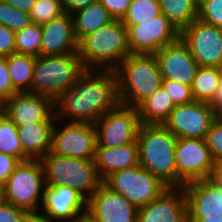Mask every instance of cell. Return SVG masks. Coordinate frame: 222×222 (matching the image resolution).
Instances as JSON below:
<instances>
[{
	"label": "cell",
	"mask_w": 222,
	"mask_h": 222,
	"mask_svg": "<svg viewBox=\"0 0 222 222\" xmlns=\"http://www.w3.org/2000/svg\"><path fill=\"white\" fill-rule=\"evenodd\" d=\"M97 147L95 124L69 122L62 130L53 127L51 152L59 156L94 159Z\"/></svg>",
	"instance_id": "cell-13"
},
{
	"label": "cell",
	"mask_w": 222,
	"mask_h": 222,
	"mask_svg": "<svg viewBox=\"0 0 222 222\" xmlns=\"http://www.w3.org/2000/svg\"><path fill=\"white\" fill-rule=\"evenodd\" d=\"M140 125L137 108L119 104L96 121L97 146L117 147L134 143Z\"/></svg>",
	"instance_id": "cell-10"
},
{
	"label": "cell",
	"mask_w": 222,
	"mask_h": 222,
	"mask_svg": "<svg viewBox=\"0 0 222 222\" xmlns=\"http://www.w3.org/2000/svg\"><path fill=\"white\" fill-rule=\"evenodd\" d=\"M97 0H62V6L65 13L73 14L75 11L87 7Z\"/></svg>",
	"instance_id": "cell-42"
},
{
	"label": "cell",
	"mask_w": 222,
	"mask_h": 222,
	"mask_svg": "<svg viewBox=\"0 0 222 222\" xmlns=\"http://www.w3.org/2000/svg\"><path fill=\"white\" fill-rule=\"evenodd\" d=\"M122 105L137 108L162 87V74L155 54L129 53L114 69Z\"/></svg>",
	"instance_id": "cell-2"
},
{
	"label": "cell",
	"mask_w": 222,
	"mask_h": 222,
	"mask_svg": "<svg viewBox=\"0 0 222 222\" xmlns=\"http://www.w3.org/2000/svg\"><path fill=\"white\" fill-rule=\"evenodd\" d=\"M41 40V25L31 23L23 30L15 33L16 53L34 57L40 56Z\"/></svg>",
	"instance_id": "cell-30"
},
{
	"label": "cell",
	"mask_w": 222,
	"mask_h": 222,
	"mask_svg": "<svg viewBox=\"0 0 222 222\" xmlns=\"http://www.w3.org/2000/svg\"><path fill=\"white\" fill-rule=\"evenodd\" d=\"M125 26L128 48L134 54H155L180 38V31L162 13L146 22Z\"/></svg>",
	"instance_id": "cell-11"
},
{
	"label": "cell",
	"mask_w": 222,
	"mask_h": 222,
	"mask_svg": "<svg viewBox=\"0 0 222 222\" xmlns=\"http://www.w3.org/2000/svg\"><path fill=\"white\" fill-rule=\"evenodd\" d=\"M164 14L179 31L198 18L199 0H158Z\"/></svg>",
	"instance_id": "cell-27"
},
{
	"label": "cell",
	"mask_w": 222,
	"mask_h": 222,
	"mask_svg": "<svg viewBox=\"0 0 222 222\" xmlns=\"http://www.w3.org/2000/svg\"><path fill=\"white\" fill-rule=\"evenodd\" d=\"M42 186H45L42 163L39 159H29L16 166L0 194L3 200L15 207L37 213L38 201L42 200Z\"/></svg>",
	"instance_id": "cell-7"
},
{
	"label": "cell",
	"mask_w": 222,
	"mask_h": 222,
	"mask_svg": "<svg viewBox=\"0 0 222 222\" xmlns=\"http://www.w3.org/2000/svg\"><path fill=\"white\" fill-rule=\"evenodd\" d=\"M209 104L215 112L222 108V78L219 82L216 93L213 99L209 102Z\"/></svg>",
	"instance_id": "cell-46"
},
{
	"label": "cell",
	"mask_w": 222,
	"mask_h": 222,
	"mask_svg": "<svg viewBox=\"0 0 222 222\" xmlns=\"http://www.w3.org/2000/svg\"><path fill=\"white\" fill-rule=\"evenodd\" d=\"M188 204V219H222V190L209 179L183 186Z\"/></svg>",
	"instance_id": "cell-20"
},
{
	"label": "cell",
	"mask_w": 222,
	"mask_h": 222,
	"mask_svg": "<svg viewBox=\"0 0 222 222\" xmlns=\"http://www.w3.org/2000/svg\"><path fill=\"white\" fill-rule=\"evenodd\" d=\"M17 94L8 71L7 57H0V100L4 102Z\"/></svg>",
	"instance_id": "cell-37"
},
{
	"label": "cell",
	"mask_w": 222,
	"mask_h": 222,
	"mask_svg": "<svg viewBox=\"0 0 222 222\" xmlns=\"http://www.w3.org/2000/svg\"><path fill=\"white\" fill-rule=\"evenodd\" d=\"M3 1L10 4L15 9H18L26 13H30L36 0H3Z\"/></svg>",
	"instance_id": "cell-45"
},
{
	"label": "cell",
	"mask_w": 222,
	"mask_h": 222,
	"mask_svg": "<svg viewBox=\"0 0 222 222\" xmlns=\"http://www.w3.org/2000/svg\"><path fill=\"white\" fill-rule=\"evenodd\" d=\"M54 122H34L17 127L23 152L30 159H41L50 152Z\"/></svg>",
	"instance_id": "cell-23"
},
{
	"label": "cell",
	"mask_w": 222,
	"mask_h": 222,
	"mask_svg": "<svg viewBox=\"0 0 222 222\" xmlns=\"http://www.w3.org/2000/svg\"><path fill=\"white\" fill-rule=\"evenodd\" d=\"M216 112L208 102L176 105L163 124L176 138L205 139Z\"/></svg>",
	"instance_id": "cell-14"
},
{
	"label": "cell",
	"mask_w": 222,
	"mask_h": 222,
	"mask_svg": "<svg viewBox=\"0 0 222 222\" xmlns=\"http://www.w3.org/2000/svg\"><path fill=\"white\" fill-rule=\"evenodd\" d=\"M0 152L17 158L20 162L30 158L23 152L17 126L0 110Z\"/></svg>",
	"instance_id": "cell-29"
},
{
	"label": "cell",
	"mask_w": 222,
	"mask_h": 222,
	"mask_svg": "<svg viewBox=\"0 0 222 222\" xmlns=\"http://www.w3.org/2000/svg\"><path fill=\"white\" fill-rule=\"evenodd\" d=\"M85 70L78 53L36 57L31 93L56 100Z\"/></svg>",
	"instance_id": "cell-6"
},
{
	"label": "cell",
	"mask_w": 222,
	"mask_h": 222,
	"mask_svg": "<svg viewBox=\"0 0 222 222\" xmlns=\"http://www.w3.org/2000/svg\"><path fill=\"white\" fill-rule=\"evenodd\" d=\"M64 13L62 0H36L29 15L32 23L42 25Z\"/></svg>",
	"instance_id": "cell-32"
},
{
	"label": "cell",
	"mask_w": 222,
	"mask_h": 222,
	"mask_svg": "<svg viewBox=\"0 0 222 222\" xmlns=\"http://www.w3.org/2000/svg\"><path fill=\"white\" fill-rule=\"evenodd\" d=\"M209 180L222 190V161L214 163Z\"/></svg>",
	"instance_id": "cell-43"
},
{
	"label": "cell",
	"mask_w": 222,
	"mask_h": 222,
	"mask_svg": "<svg viewBox=\"0 0 222 222\" xmlns=\"http://www.w3.org/2000/svg\"><path fill=\"white\" fill-rule=\"evenodd\" d=\"M155 55L163 79L192 86L199 65L181 38L162 47Z\"/></svg>",
	"instance_id": "cell-18"
},
{
	"label": "cell",
	"mask_w": 222,
	"mask_h": 222,
	"mask_svg": "<svg viewBox=\"0 0 222 222\" xmlns=\"http://www.w3.org/2000/svg\"><path fill=\"white\" fill-rule=\"evenodd\" d=\"M199 66L217 67L222 60V29L196 19L180 31Z\"/></svg>",
	"instance_id": "cell-12"
},
{
	"label": "cell",
	"mask_w": 222,
	"mask_h": 222,
	"mask_svg": "<svg viewBox=\"0 0 222 222\" xmlns=\"http://www.w3.org/2000/svg\"><path fill=\"white\" fill-rule=\"evenodd\" d=\"M212 159L222 161V121L216 118L205 137Z\"/></svg>",
	"instance_id": "cell-35"
},
{
	"label": "cell",
	"mask_w": 222,
	"mask_h": 222,
	"mask_svg": "<svg viewBox=\"0 0 222 222\" xmlns=\"http://www.w3.org/2000/svg\"><path fill=\"white\" fill-rule=\"evenodd\" d=\"M29 214L26 209L15 207L0 198V222H24Z\"/></svg>",
	"instance_id": "cell-36"
},
{
	"label": "cell",
	"mask_w": 222,
	"mask_h": 222,
	"mask_svg": "<svg viewBox=\"0 0 222 222\" xmlns=\"http://www.w3.org/2000/svg\"><path fill=\"white\" fill-rule=\"evenodd\" d=\"M41 31L40 56L78 53L79 42L75 36L72 14L64 13L42 24Z\"/></svg>",
	"instance_id": "cell-21"
},
{
	"label": "cell",
	"mask_w": 222,
	"mask_h": 222,
	"mask_svg": "<svg viewBox=\"0 0 222 222\" xmlns=\"http://www.w3.org/2000/svg\"><path fill=\"white\" fill-rule=\"evenodd\" d=\"M72 17L78 42L114 20L99 0L75 11Z\"/></svg>",
	"instance_id": "cell-24"
},
{
	"label": "cell",
	"mask_w": 222,
	"mask_h": 222,
	"mask_svg": "<svg viewBox=\"0 0 222 222\" xmlns=\"http://www.w3.org/2000/svg\"><path fill=\"white\" fill-rule=\"evenodd\" d=\"M129 53L127 27L121 20L102 26L78 45V55L85 69L114 70Z\"/></svg>",
	"instance_id": "cell-4"
},
{
	"label": "cell",
	"mask_w": 222,
	"mask_h": 222,
	"mask_svg": "<svg viewBox=\"0 0 222 222\" xmlns=\"http://www.w3.org/2000/svg\"><path fill=\"white\" fill-rule=\"evenodd\" d=\"M177 138L160 124H141L137 134L139 165L167 187H176Z\"/></svg>",
	"instance_id": "cell-3"
},
{
	"label": "cell",
	"mask_w": 222,
	"mask_h": 222,
	"mask_svg": "<svg viewBox=\"0 0 222 222\" xmlns=\"http://www.w3.org/2000/svg\"><path fill=\"white\" fill-rule=\"evenodd\" d=\"M24 222H53L48 217L38 215L37 213H30Z\"/></svg>",
	"instance_id": "cell-47"
},
{
	"label": "cell",
	"mask_w": 222,
	"mask_h": 222,
	"mask_svg": "<svg viewBox=\"0 0 222 222\" xmlns=\"http://www.w3.org/2000/svg\"><path fill=\"white\" fill-rule=\"evenodd\" d=\"M42 206L51 221L78 222L87 214V200L68 186H43Z\"/></svg>",
	"instance_id": "cell-17"
},
{
	"label": "cell",
	"mask_w": 222,
	"mask_h": 222,
	"mask_svg": "<svg viewBox=\"0 0 222 222\" xmlns=\"http://www.w3.org/2000/svg\"><path fill=\"white\" fill-rule=\"evenodd\" d=\"M3 102L0 100V110L2 109Z\"/></svg>",
	"instance_id": "cell-52"
},
{
	"label": "cell",
	"mask_w": 222,
	"mask_h": 222,
	"mask_svg": "<svg viewBox=\"0 0 222 222\" xmlns=\"http://www.w3.org/2000/svg\"><path fill=\"white\" fill-rule=\"evenodd\" d=\"M137 222H188V204L183 187H168L149 204L140 207Z\"/></svg>",
	"instance_id": "cell-19"
},
{
	"label": "cell",
	"mask_w": 222,
	"mask_h": 222,
	"mask_svg": "<svg viewBox=\"0 0 222 222\" xmlns=\"http://www.w3.org/2000/svg\"><path fill=\"white\" fill-rule=\"evenodd\" d=\"M188 222H222V219H188Z\"/></svg>",
	"instance_id": "cell-48"
},
{
	"label": "cell",
	"mask_w": 222,
	"mask_h": 222,
	"mask_svg": "<svg viewBox=\"0 0 222 222\" xmlns=\"http://www.w3.org/2000/svg\"><path fill=\"white\" fill-rule=\"evenodd\" d=\"M138 210L102 182L87 200L86 216L93 222H137Z\"/></svg>",
	"instance_id": "cell-16"
},
{
	"label": "cell",
	"mask_w": 222,
	"mask_h": 222,
	"mask_svg": "<svg viewBox=\"0 0 222 222\" xmlns=\"http://www.w3.org/2000/svg\"><path fill=\"white\" fill-rule=\"evenodd\" d=\"M16 53L15 32L0 24V57H8Z\"/></svg>",
	"instance_id": "cell-38"
},
{
	"label": "cell",
	"mask_w": 222,
	"mask_h": 222,
	"mask_svg": "<svg viewBox=\"0 0 222 222\" xmlns=\"http://www.w3.org/2000/svg\"><path fill=\"white\" fill-rule=\"evenodd\" d=\"M160 14L161 8L158 0H132L121 22L124 25H134L146 22Z\"/></svg>",
	"instance_id": "cell-31"
},
{
	"label": "cell",
	"mask_w": 222,
	"mask_h": 222,
	"mask_svg": "<svg viewBox=\"0 0 222 222\" xmlns=\"http://www.w3.org/2000/svg\"><path fill=\"white\" fill-rule=\"evenodd\" d=\"M114 20H122L132 0H99Z\"/></svg>",
	"instance_id": "cell-39"
},
{
	"label": "cell",
	"mask_w": 222,
	"mask_h": 222,
	"mask_svg": "<svg viewBox=\"0 0 222 222\" xmlns=\"http://www.w3.org/2000/svg\"><path fill=\"white\" fill-rule=\"evenodd\" d=\"M198 19L222 29V0H199Z\"/></svg>",
	"instance_id": "cell-33"
},
{
	"label": "cell",
	"mask_w": 222,
	"mask_h": 222,
	"mask_svg": "<svg viewBox=\"0 0 222 222\" xmlns=\"http://www.w3.org/2000/svg\"><path fill=\"white\" fill-rule=\"evenodd\" d=\"M94 71L85 69L55 100L58 120L70 118L69 122L95 124L102 115L120 104L115 71L99 68L97 74Z\"/></svg>",
	"instance_id": "cell-1"
},
{
	"label": "cell",
	"mask_w": 222,
	"mask_h": 222,
	"mask_svg": "<svg viewBox=\"0 0 222 222\" xmlns=\"http://www.w3.org/2000/svg\"><path fill=\"white\" fill-rule=\"evenodd\" d=\"M78 222H93V221L89 219L87 216H84Z\"/></svg>",
	"instance_id": "cell-50"
},
{
	"label": "cell",
	"mask_w": 222,
	"mask_h": 222,
	"mask_svg": "<svg viewBox=\"0 0 222 222\" xmlns=\"http://www.w3.org/2000/svg\"><path fill=\"white\" fill-rule=\"evenodd\" d=\"M11 5L0 0V24L10 29Z\"/></svg>",
	"instance_id": "cell-44"
},
{
	"label": "cell",
	"mask_w": 222,
	"mask_h": 222,
	"mask_svg": "<svg viewBox=\"0 0 222 222\" xmlns=\"http://www.w3.org/2000/svg\"><path fill=\"white\" fill-rule=\"evenodd\" d=\"M217 67L199 66L192 83V95L195 101L210 102L221 80Z\"/></svg>",
	"instance_id": "cell-28"
},
{
	"label": "cell",
	"mask_w": 222,
	"mask_h": 222,
	"mask_svg": "<svg viewBox=\"0 0 222 222\" xmlns=\"http://www.w3.org/2000/svg\"><path fill=\"white\" fill-rule=\"evenodd\" d=\"M218 69H219V72H220L221 77H222V60L220 62V65L218 66Z\"/></svg>",
	"instance_id": "cell-51"
},
{
	"label": "cell",
	"mask_w": 222,
	"mask_h": 222,
	"mask_svg": "<svg viewBox=\"0 0 222 222\" xmlns=\"http://www.w3.org/2000/svg\"><path fill=\"white\" fill-rule=\"evenodd\" d=\"M1 110L17 127H23L34 122H54L57 120L55 100L36 93H18L6 99Z\"/></svg>",
	"instance_id": "cell-15"
},
{
	"label": "cell",
	"mask_w": 222,
	"mask_h": 222,
	"mask_svg": "<svg viewBox=\"0 0 222 222\" xmlns=\"http://www.w3.org/2000/svg\"><path fill=\"white\" fill-rule=\"evenodd\" d=\"M19 163L17 158L0 152V189Z\"/></svg>",
	"instance_id": "cell-40"
},
{
	"label": "cell",
	"mask_w": 222,
	"mask_h": 222,
	"mask_svg": "<svg viewBox=\"0 0 222 222\" xmlns=\"http://www.w3.org/2000/svg\"><path fill=\"white\" fill-rule=\"evenodd\" d=\"M174 107L168 92L161 87L137 107L140 123L163 125Z\"/></svg>",
	"instance_id": "cell-25"
},
{
	"label": "cell",
	"mask_w": 222,
	"mask_h": 222,
	"mask_svg": "<svg viewBox=\"0 0 222 222\" xmlns=\"http://www.w3.org/2000/svg\"><path fill=\"white\" fill-rule=\"evenodd\" d=\"M103 183L138 208L149 204L168 188L140 165L114 172Z\"/></svg>",
	"instance_id": "cell-8"
},
{
	"label": "cell",
	"mask_w": 222,
	"mask_h": 222,
	"mask_svg": "<svg viewBox=\"0 0 222 222\" xmlns=\"http://www.w3.org/2000/svg\"><path fill=\"white\" fill-rule=\"evenodd\" d=\"M36 57L13 53L7 57V67L12 85L18 93L30 92Z\"/></svg>",
	"instance_id": "cell-26"
},
{
	"label": "cell",
	"mask_w": 222,
	"mask_h": 222,
	"mask_svg": "<svg viewBox=\"0 0 222 222\" xmlns=\"http://www.w3.org/2000/svg\"><path fill=\"white\" fill-rule=\"evenodd\" d=\"M94 161L103 182L114 172L139 165L137 141L117 147L97 146Z\"/></svg>",
	"instance_id": "cell-22"
},
{
	"label": "cell",
	"mask_w": 222,
	"mask_h": 222,
	"mask_svg": "<svg viewBox=\"0 0 222 222\" xmlns=\"http://www.w3.org/2000/svg\"><path fill=\"white\" fill-rule=\"evenodd\" d=\"M32 23L29 13L20 11L11 6L10 30L18 32Z\"/></svg>",
	"instance_id": "cell-41"
},
{
	"label": "cell",
	"mask_w": 222,
	"mask_h": 222,
	"mask_svg": "<svg viewBox=\"0 0 222 222\" xmlns=\"http://www.w3.org/2000/svg\"><path fill=\"white\" fill-rule=\"evenodd\" d=\"M162 87L168 92L175 106L190 104L195 101L192 95V88L189 85L163 79Z\"/></svg>",
	"instance_id": "cell-34"
},
{
	"label": "cell",
	"mask_w": 222,
	"mask_h": 222,
	"mask_svg": "<svg viewBox=\"0 0 222 222\" xmlns=\"http://www.w3.org/2000/svg\"><path fill=\"white\" fill-rule=\"evenodd\" d=\"M214 163L205 139L177 138L176 188L192 181L209 179Z\"/></svg>",
	"instance_id": "cell-9"
},
{
	"label": "cell",
	"mask_w": 222,
	"mask_h": 222,
	"mask_svg": "<svg viewBox=\"0 0 222 222\" xmlns=\"http://www.w3.org/2000/svg\"><path fill=\"white\" fill-rule=\"evenodd\" d=\"M47 186H68L88 200L102 183L94 159L59 156L51 151L40 159ZM86 191V192H85ZM88 193V196L85 194Z\"/></svg>",
	"instance_id": "cell-5"
},
{
	"label": "cell",
	"mask_w": 222,
	"mask_h": 222,
	"mask_svg": "<svg viewBox=\"0 0 222 222\" xmlns=\"http://www.w3.org/2000/svg\"><path fill=\"white\" fill-rule=\"evenodd\" d=\"M216 116L217 118L222 121V108H220L217 112H216Z\"/></svg>",
	"instance_id": "cell-49"
}]
</instances>
